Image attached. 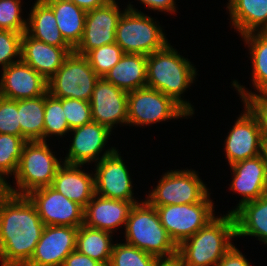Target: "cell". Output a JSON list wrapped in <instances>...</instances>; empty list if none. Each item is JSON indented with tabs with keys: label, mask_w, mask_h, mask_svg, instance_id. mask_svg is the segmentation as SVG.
I'll return each instance as SVG.
<instances>
[{
	"label": "cell",
	"mask_w": 267,
	"mask_h": 266,
	"mask_svg": "<svg viewBox=\"0 0 267 266\" xmlns=\"http://www.w3.org/2000/svg\"><path fill=\"white\" fill-rule=\"evenodd\" d=\"M37 209L27 196H0L1 266H25L44 230Z\"/></svg>",
	"instance_id": "obj_1"
},
{
	"label": "cell",
	"mask_w": 267,
	"mask_h": 266,
	"mask_svg": "<svg viewBox=\"0 0 267 266\" xmlns=\"http://www.w3.org/2000/svg\"><path fill=\"white\" fill-rule=\"evenodd\" d=\"M196 68L187 58L178 54L170 43L147 56V87L162 92L179 104L190 116L191 103L181 98L196 78Z\"/></svg>",
	"instance_id": "obj_2"
},
{
	"label": "cell",
	"mask_w": 267,
	"mask_h": 266,
	"mask_svg": "<svg viewBox=\"0 0 267 266\" xmlns=\"http://www.w3.org/2000/svg\"><path fill=\"white\" fill-rule=\"evenodd\" d=\"M236 237L233 213L215 217L177 246L180 266H217Z\"/></svg>",
	"instance_id": "obj_3"
},
{
	"label": "cell",
	"mask_w": 267,
	"mask_h": 266,
	"mask_svg": "<svg viewBox=\"0 0 267 266\" xmlns=\"http://www.w3.org/2000/svg\"><path fill=\"white\" fill-rule=\"evenodd\" d=\"M125 240L159 260L177 257V245L161 224L156 208L146 200L132 207L125 224Z\"/></svg>",
	"instance_id": "obj_4"
},
{
	"label": "cell",
	"mask_w": 267,
	"mask_h": 266,
	"mask_svg": "<svg viewBox=\"0 0 267 266\" xmlns=\"http://www.w3.org/2000/svg\"><path fill=\"white\" fill-rule=\"evenodd\" d=\"M61 163L46 141H27L14 174L18 189L7 183L5 191L26 196L33 190L51 186Z\"/></svg>",
	"instance_id": "obj_5"
},
{
	"label": "cell",
	"mask_w": 267,
	"mask_h": 266,
	"mask_svg": "<svg viewBox=\"0 0 267 266\" xmlns=\"http://www.w3.org/2000/svg\"><path fill=\"white\" fill-rule=\"evenodd\" d=\"M115 42L124 53L148 56L168 44L161 26L150 16L127 5L121 15L115 32Z\"/></svg>",
	"instance_id": "obj_6"
},
{
	"label": "cell",
	"mask_w": 267,
	"mask_h": 266,
	"mask_svg": "<svg viewBox=\"0 0 267 266\" xmlns=\"http://www.w3.org/2000/svg\"><path fill=\"white\" fill-rule=\"evenodd\" d=\"M99 78L87 58L73 51L47 81L48 93L55 98L90 101Z\"/></svg>",
	"instance_id": "obj_7"
},
{
	"label": "cell",
	"mask_w": 267,
	"mask_h": 266,
	"mask_svg": "<svg viewBox=\"0 0 267 266\" xmlns=\"http://www.w3.org/2000/svg\"><path fill=\"white\" fill-rule=\"evenodd\" d=\"M209 195L194 204L153 206L161 224L177 246L215 218L214 203Z\"/></svg>",
	"instance_id": "obj_8"
},
{
	"label": "cell",
	"mask_w": 267,
	"mask_h": 266,
	"mask_svg": "<svg viewBox=\"0 0 267 266\" xmlns=\"http://www.w3.org/2000/svg\"><path fill=\"white\" fill-rule=\"evenodd\" d=\"M190 116L172 98L150 87L128 92L127 124L144 126Z\"/></svg>",
	"instance_id": "obj_9"
},
{
	"label": "cell",
	"mask_w": 267,
	"mask_h": 266,
	"mask_svg": "<svg viewBox=\"0 0 267 266\" xmlns=\"http://www.w3.org/2000/svg\"><path fill=\"white\" fill-rule=\"evenodd\" d=\"M195 170H170L159 180L147 196L151 206L194 204L201 202L208 189Z\"/></svg>",
	"instance_id": "obj_10"
},
{
	"label": "cell",
	"mask_w": 267,
	"mask_h": 266,
	"mask_svg": "<svg viewBox=\"0 0 267 266\" xmlns=\"http://www.w3.org/2000/svg\"><path fill=\"white\" fill-rule=\"evenodd\" d=\"M26 196L36 207L45 226L79 227L84 224V208L51 186L33 190Z\"/></svg>",
	"instance_id": "obj_11"
},
{
	"label": "cell",
	"mask_w": 267,
	"mask_h": 266,
	"mask_svg": "<svg viewBox=\"0 0 267 266\" xmlns=\"http://www.w3.org/2000/svg\"><path fill=\"white\" fill-rule=\"evenodd\" d=\"M123 14L115 0L86 13L83 36L74 52L85 55L103 45L115 43L118 21Z\"/></svg>",
	"instance_id": "obj_12"
},
{
	"label": "cell",
	"mask_w": 267,
	"mask_h": 266,
	"mask_svg": "<svg viewBox=\"0 0 267 266\" xmlns=\"http://www.w3.org/2000/svg\"><path fill=\"white\" fill-rule=\"evenodd\" d=\"M225 139L228 164L232 165L262 154L265 143L262 130L256 118L246 107Z\"/></svg>",
	"instance_id": "obj_13"
},
{
	"label": "cell",
	"mask_w": 267,
	"mask_h": 266,
	"mask_svg": "<svg viewBox=\"0 0 267 266\" xmlns=\"http://www.w3.org/2000/svg\"><path fill=\"white\" fill-rule=\"evenodd\" d=\"M122 159L118 150H115L96 164L95 194L110 199L136 201L131 176Z\"/></svg>",
	"instance_id": "obj_14"
},
{
	"label": "cell",
	"mask_w": 267,
	"mask_h": 266,
	"mask_svg": "<svg viewBox=\"0 0 267 266\" xmlns=\"http://www.w3.org/2000/svg\"><path fill=\"white\" fill-rule=\"evenodd\" d=\"M78 227L45 226L34 253L25 266H62L76 249Z\"/></svg>",
	"instance_id": "obj_15"
},
{
	"label": "cell",
	"mask_w": 267,
	"mask_h": 266,
	"mask_svg": "<svg viewBox=\"0 0 267 266\" xmlns=\"http://www.w3.org/2000/svg\"><path fill=\"white\" fill-rule=\"evenodd\" d=\"M70 132H74V138L63 163L84 165L94 162V160L97 163L116 150L115 147H111L99 157L112 131L98 122L92 121L74 128Z\"/></svg>",
	"instance_id": "obj_16"
},
{
	"label": "cell",
	"mask_w": 267,
	"mask_h": 266,
	"mask_svg": "<svg viewBox=\"0 0 267 266\" xmlns=\"http://www.w3.org/2000/svg\"><path fill=\"white\" fill-rule=\"evenodd\" d=\"M89 102L94 122L107 126L111 131L115 124L127 125L128 93L105 78L97 80Z\"/></svg>",
	"instance_id": "obj_17"
},
{
	"label": "cell",
	"mask_w": 267,
	"mask_h": 266,
	"mask_svg": "<svg viewBox=\"0 0 267 266\" xmlns=\"http://www.w3.org/2000/svg\"><path fill=\"white\" fill-rule=\"evenodd\" d=\"M0 96L23 100L37 98L48 91L47 80L22 60L3 69Z\"/></svg>",
	"instance_id": "obj_18"
},
{
	"label": "cell",
	"mask_w": 267,
	"mask_h": 266,
	"mask_svg": "<svg viewBox=\"0 0 267 266\" xmlns=\"http://www.w3.org/2000/svg\"><path fill=\"white\" fill-rule=\"evenodd\" d=\"M230 167L233 171L230 189L243 196L237 208L267 193V169L263 154L237 162Z\"/></svg>",
	"instance_id": "obj_19"
},
{
	"label": "cell",
	"mask_w": 267,
	"mask_h": 266,
	"mask_svg": "<svg viewBox=\"0 0 267 266\" xmlns=\"http://www.w3.org/2000/svg\"><path fill=\"white\" fill-rule=\"evenodd\" d=\"M137 201H123L94 194L84 207V225L113 233V229L125 226L129 213Z\"/></svg>",
	"instance_id": "obj_20"
},
{
	"label": "cell",
	"mask_w": 267,
	"mask_h": 266,
	"mask_svg": "<svg viewBox=\"0 0 267 266\" xmlns=\"http://www.w3.org/2000/svg\"><path fill=\"white\" fill-rule=\"evenodd\" d=\"M72 47H56L36 40L26 32L21 38V60L31 66L47 81L73 52Z\"/></svg>",
	"instance_id": "obj_21"
},
{
	"label": "cell",
	"mask_w": 267,
	"mask_h": 266,
	"mask_svg": "<svg viewBox=\"0 0 267 266\" xmlns=\"http://www.w3.org/2000/svg\"><path fill=\"white\" fill-rule=\"evenodd\" d=\"M81 166L83 167L63 163L57 170L51 187L84 208L95 194V184L94 175L80 170Z\"/></svg>",
	"instance_id": "obj_22"
},
{
	"label": "cell",
	"mask_w": 267,
	"mask_h": 266,
	"mask_svg": "<svg viewBox=\"0 0 267 266\" xmlns=\"http://www.w3.org/2000/svg\"><path fill=\"white\" fill-rule=\"evenodd\" d=\"M228 213H233L236 237L254 236L267 244V193Z\"/></svg>",
	"instance_id": "obj_23"
},
{
	"label": "cell",
	"mask_w": 267,
	"mask_h": 266,
	"mask_svg": "<svg viewBox=\"0 0 267 266\" xmlns=\"http://www.w3.org/2000/svg\"><path fill=\"white\" fill-rule=\"evenodd\" d=\"M146 68V55L125 53L104 78L128 93L147 86Z\"/></svg>",
	"instance_id": "obj_24"
},
{
	"label": "cell",
	"mask_w": 267,
	"mask_h": 266,
	"mask_svg": "<svg viewBox=\"0 0 267 266\" xmlns=\"http://www.w3.org/2000/svg\"><path fill=\"white\" fill-rule=\"evenodd\" d=\"M226 8L232 26L241 36L257 30H267V0H229Z\"/></svg>",
	"instance_id": "obj_25"
},
{
	"label": "cell",
	"mask_w": 267,
	"mask_h": 266,
	"mask_svg": "<svg viewBox=\"0 0 267 266\" xmlns=\"http://www.w3.org/2000/svg\"><path fill=\"white\" fill-rule=\"evenodd\" d=\"M26 33L36 40L56 47H71L62 37L57 27L53 10L43 1L36 0L29 18Z\"/></svg>",
	"instance_id": "obj_26"
},
{
	"label": "cell",
	"mask_w": 267,
	"mask_h": 266,
	"mask_svg": "<svg viewBox=\"0 0 267 266\" xmlns=\"http://www.w3.org/2000/svg\"><path fill=\"white\" fill-rule=\"evenodd\" d=\"M54 12L64 40L74 49L83 36L86 11L70 0H43Z\"/></svg>",
	"instance_id": "obj_27"
},
{
	"label": "cell",
	"mask_w": 267,
	"mask_h": 266,
	"mask_svg": "<svg viewBox=\"0 0 267 266\" xmlns=\"http://www.w3.org/2000/svg\"><path fill=\"white\" fill-rule=\"evenodd\" d=\"M112 234L84 224L78 227L76 250L108 266L112 253Z\"/></svg>",
	"instance_id": "obj_28"
},
{
	"label": "cell",
	"mask_w": 267,
	"mask_h": 266,
	"mask_svg": "<svg viewBox=\"0 0 267 266\" xmlns=\"http://www.w3.org/2000/svg\"><path fill=\"white\" fill-rule=\"evenodd\" d=\"M45 94L18 100L21 137L26 141H43Z\"/></svg>",
	"instance_id": "obj_29"
},
{
	"label": "cell",
	"mask_w": 267,
	"mask_h": 266,
	"mask_svg": "<svg viewBox=\"0 0 267 266\" xmlns=\"http://www.w3.org/2000/svg\"><path fill=\"white\" fill-rule=\"evenodd\" d=\"M242 37L250 51L253 85L257 92L267 91V30H257Z\"/></svg>",
	"instance_id": "obj_30"
},
{
	"label": "cell",
	"mask_w": 267,
	"mask_h": 266,
	"mask_svg": "<svg viewBox=\"0 0 267 266\" xmlns=\"http://www.w3.org/2000/svg\"><path fill=\"white\" fill-rule=\"evenodd\" d=\"M27 141L21 136L0 134V182L6 185L5 176L16 173L23 147Z\"/></svg>",
	"instance_id": "obj_31"
},
{
	"label": "cell",
	"mask_w": 267,
	"mask_h": 266,
	"mask_svg": "<svg viewBox=\"0 0 267 266\" xmlns=\"http://www.w3.org/2000/svg\"><path fill=\"white\" fill-rule=\"evenodd\" d=\"M65 117L62 102L47 91L45 93L43 141L51 135L63 136L70 132Z\"/></svg>",
	"instance_id": "obj_32"
},
{
	"label": "cell",
	"mask_w": 267,
	"mask_h": 266,
	"mask_svg": "<svg viewBox=\"0 0 267 266\" xmlns=\"http://www.w3.org/2000/svg\"><path fill=\"white\" fill-rule=\"evenodd\" d=\"M160 260L127 243L113 244L108 266H156Z\"/></svg>",
	"instance_id": "obj_33"
},
{
	"label": "cell",
	"mask_w": 267,
	"mask_h": 266,
	"mask_svg": "<svg viewBox=\"0 0 267 266\" xmlns=\"http://www.w3.org/2000/svg\"><path fill=\"white\" fill-rule=\"evenodd\" d=\"M124 54L121 47L115 42L90 50L84 56L87 58L95 73L100 78H104L110 69L120 61Z\"/></svg>",
	"instance_id": "obj_34"
},
{
	"label": "cell",
	"mask_w": 267,
	"mask_h": 266,
	"mask_svg": "<svg viewBox=\"0 0 267 266\" xmlns=\"http://www.w3.org/2000/svg\"><path fill=\"white\" fill-rule=\"evenodd\" d=\"M232 85L238 91L245 107L256 118L262 130L264 140L267 141V91H259V94L251 91L248 92L236 80L233 81Z\"/></svg>",
	"instance_id": "obj_35"
},
{
	"label": "cell",
	"mask_w": 267,
	"mask_h": 266,
	"mask_svg": "<svg viewBox=\"0 0 267 266\" xmlns=\"http://www.w3.org/2000/svg\"><path fill=\"white\" fill-rule=\"evenodd\" d=\"M62 102L64 115L70 130L92 122V112L89 101L58 98Z\"/></svg>",
	"instance_id": "obj_36"
},
{
	"label": "cell",
	"mask_w": 267,
	"mask_h": 266,
	"mask_svg": "<svg viewBox=\"0 0 267 266\" xmlns=\"http://www.w3.org/2000/svg\"><path fill=\"white\" fill-rule=\"evenodd\" d=\"M21 0H0V29L24 33L27 21L21 16Z\"/></svg>",
	"instance_id": "obj_37"
},
{
	"label": "cell",
	"mask_w": 267,
	"mask_h": 266,
	"mask_svg": "<svg viewBox=\"0 0 267 266\" xmlns=\"http://www.w3.org/2000/svg\"><path fill=\"white\" fill-rule=\"evenodd\" d=\"M23 33L0 29V65L2 70L21 60V38ZM13 60V58H17Z\"/></svg>",
	"instance_id": "obj_38"
},
{
	"label": "cell",
	"mask_w": 267,
	"mask_h": 266,
	"mask_svg": "<svg viewBox=\"0 0 267 266\" xmlns=\"http://www.w3.org/2000/svg\"><path fill=\"white\" fill-rule=\"evenodd\" d=\"M0 134L21 136L18 101L0 96Z\"/></svg>",
	"instance_id": "obj_39"
},
{
	"label": "cell",
	"mask_w": 267,
	"mask_h": 266,
	"mask_svg": "<svg viewBox=\"0 0 267 266\" xmlns=\"http://www.w3.org/2000/svg\"><path fill=\"white\" fill-rule=\"evenodd\" d=\"M245 256L234 245L220 259L217 266H250Z\"/></svg>",
	"instance_id": "obj_40"
},
{
	"label": "cell",
	"mask_w": 267,
	"mask_h": 266,
	"mask_svg": "<svg viewBox=\"0 0 267 266\" xmlns=\"http://www.w3.org/2000/svg\"><path fill=\"white\" fill-rule=\"evenodd\" d=\"M62 266H104L101 262L92 259L76 249L66 258Z\"/></svg>",
	"instance_id": "obj_41"
},
{
	"label": "cell",
	"mask_w": 267,
	"mask_h": 266,
	"mask_svg": "<svg viewBox=\"0 0 267 266\" xmlns=\"http://www.w3.org/2000/svg\"><path fill=\"white\" fill-rule=\"evenodd\" d=\"M139 1V0H138ZM142 4L146 5L151 10H158L159 12H176V6L174 0H140Z\"/></svg>",
	"instance_id": "obj_42"
},
{
	"label": "cell",
	"mask_w": 267,
	"mask_h": 266,
	"mask_svg": "<svg viewBox=\"0 0 267 266\" xmlns=\"http://www.w3.org/2000/svg\"><path fill=\"white\" fill-rule=\"evenodd\" d=\"M74 2L78 7L88 12L95 8L108 4L111 0H70Z\"/></svg>",
	"instance_id": "obj_43"
},
{
	"label": "cell",
	"mask_w": 267,
	"mask_h": 266,
	"mask_svg": "<svg viewBox=\"0 0 267 266\" xmlns=\"http://www.w3.org/2000/svg\"><path fill=\"white\" fill-rule=\"evenodd\" d=\"M156 266H180V262L177 259L160 260Z\"/></svg>",
	"instance_id": "obj_44"
},
{
	"label": "cell",
	"mask_w": 267,
	"mask_h": 266,
	"mask_svg": "<svg viewBox=\"0 0 267 266\" xmlns=\"http://www.w3.org/2000/svg\"><path fill=\"white\" fill-rule=\"evenodd\" d=\"M262 154L264 155L265 161H266V169H267V141L263 144V152Z\"/></svg>",
	"instance_id": "obj_45"
},
{
	"label": "cell",
	"mask_w": 267,
	"mask_h": 266,
	"mask_svg": "<svg viewBox=\"0 0 267 266\" xmlns=\"http://www.w3.org/2000/svg\"><path fill=\"white\" fill-rule=\"evenodd\" d=\"M5 192V185L0 182V196Z\"/></svg>",
	"instance_id": "obj_46"
}]
</instances>
